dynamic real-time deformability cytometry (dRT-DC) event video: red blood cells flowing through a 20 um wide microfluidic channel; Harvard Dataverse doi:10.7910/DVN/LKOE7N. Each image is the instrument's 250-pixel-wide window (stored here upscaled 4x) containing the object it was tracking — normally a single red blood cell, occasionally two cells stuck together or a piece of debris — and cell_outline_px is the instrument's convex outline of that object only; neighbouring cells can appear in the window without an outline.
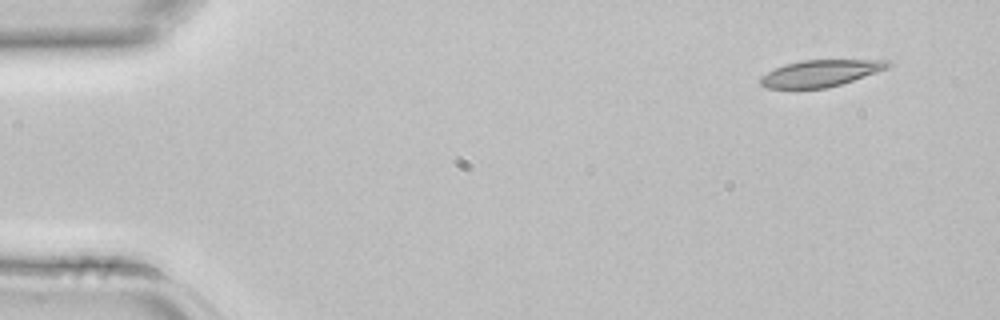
{"species": "common noctule bat (a hibernating species)", "species_latin": "Nyctalus noctula", "temperature_condition": "room temperature", "stored_images_in_passage": 3, "camera_frame_rate_fps": 3000, "um_per_image_px": 0.085, "animal": {"sex": "female", "body_mass_g": 22.7, "forearm_length_mm": 54.2}, "frame": {"image": 1, "passage_image": 1, "time_ms": 0.0, "image_size_px": [1000, 320], "cell_outline_px": [[892, 64], [888, 68], [828, 88], [768, 88], [760, 84], [760, 76], [784, 64], [800, 60], [892, 60]], "centroid_in_image_um": [69.74, 6.21], "position_along_channel_um": 15.3, "area_um2": 19.65}}
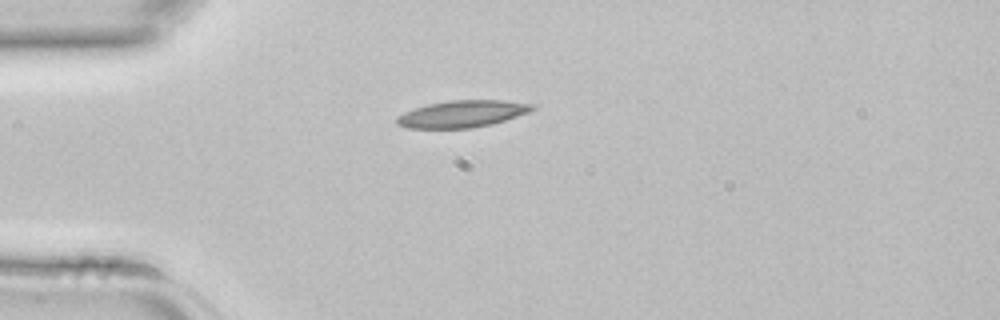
{"frame": {"image": 2, "passage_image": 3, "time_ms": 0.667, "image_size_px": [1000, 320], "cell_outline_px": [[536, 108], [532, 112], [492, 124], [472, 128], [408, 128], [396, 124], [396, 116], [404, 112], [428, 104], [448, 100], [504, 100], [536, 104]], "centroid_in_image_um": [39.35, 9.67], "position_along_channel_um": 45.7, "area_um2": 21.5}}